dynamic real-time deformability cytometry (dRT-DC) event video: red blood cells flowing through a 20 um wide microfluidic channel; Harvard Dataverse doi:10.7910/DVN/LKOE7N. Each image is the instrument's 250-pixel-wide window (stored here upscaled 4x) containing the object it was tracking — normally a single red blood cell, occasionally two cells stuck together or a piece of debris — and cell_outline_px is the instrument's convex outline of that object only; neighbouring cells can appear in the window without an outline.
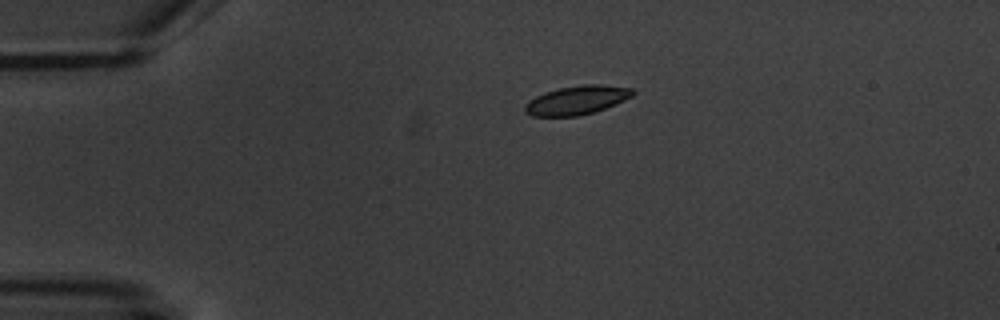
{"species": "common noctule bat (a hibernating species)", "species_latin": "Nyctalus noctula", "temperature_condition": "warm", "stored_images_in_passage": 10, "camera_frame_rate_fps": 3000, "um_per_image_px": 0.085, "animal": {"sex": "male", "body_mass_g": 20.1, "forearm_length_mm": 53.5}, "frame": {"image": 1, "passage_image": 2, "time_ms": 2.333, "image_size_px": [1000, 320], "cell_outline_px": [[636, 92], [632, 96], [624, 100], [604, 108], [592, 112], [576, 116], [532, 116], [524, 112], [524, 104], [536, 96], [544, 92], [560, 88], [584, 84], [600, 84], [632, 88]], "centroid_in_image_um": [49.01, 8.51], "position_along_channel_um": 36.0, "area_um2": 17.98}}
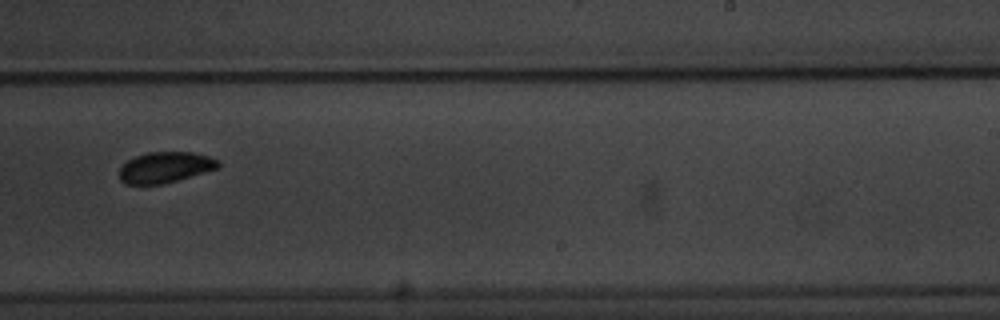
{"frame": {"image": 2, "passage_image": 9, "time_ms": 10.333, "image_size_px": [1000, 320], "cell_outline_px": [[220, 168], [164, 184], [124, 184], [120, 180], [120, 168], [128, 160], [136, 156], [148, 152], [192, 152], [208, 156], [220, 160]], "centroid_in_image_um": [14.08, 14.23], "position_along_channel_um": 274.9, "area_um2": 17.86}}
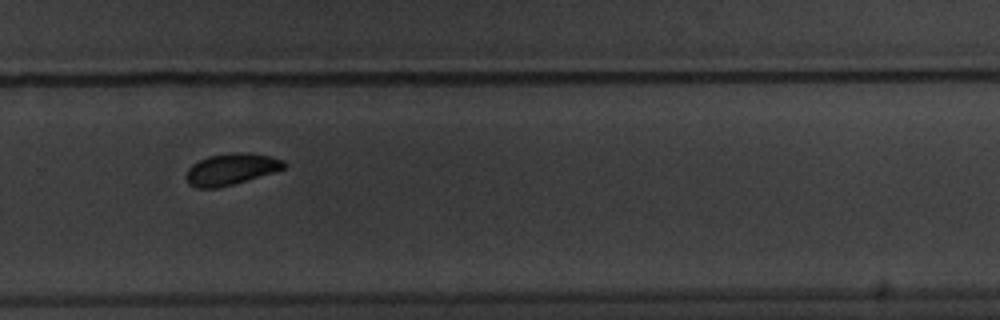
{"frame": {"image": 3, "passage_image": 10, "time_ms": 11.333, "image_size_px": [1000, 320], "cell_outline_px": [[288, 164], [284, 168], [272, 172], [232, 184], [216, 188], [196, 188], [188, 184], [184, 176], [188, 168], [192, 164], [208, 156], [232, 152], [244, 152], [272, 156], [284, 160]], "centroid_in_image_um": [19.61, 14.37], "position_along_channel_um": 310.2, "area_um2": 17.92}}